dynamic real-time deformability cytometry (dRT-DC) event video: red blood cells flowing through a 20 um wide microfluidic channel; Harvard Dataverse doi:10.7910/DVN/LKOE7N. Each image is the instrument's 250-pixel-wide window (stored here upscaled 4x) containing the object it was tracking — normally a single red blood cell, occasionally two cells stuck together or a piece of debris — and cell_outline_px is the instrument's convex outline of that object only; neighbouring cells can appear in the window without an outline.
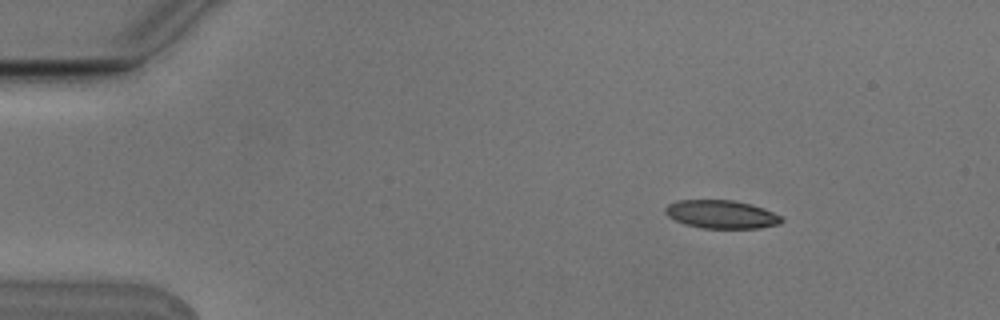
{"species": "Egyptian fruit bat (a non-hibernating species)", "species_latin": "Rousettus aegyptiacus", "temperature_condition": "cold", "stored_images_in_passage": 4, "camera_frame_rate_fps": 3000, "um_per_image_px": 0.085, "animal": {"sex": "male"}, "frame": {"image": 1, "passage_image": 2, "time_ms": 0.333, "image_size_px": [1000, 320], "cell_outline_px": [[784, 220], [780, 224], [760, 228], [704, 228], [684, 224], [668, 216], [664, 212], [664, 208], [668, 204], [676, 200], [732, 200], [752, 204], [764, 208], [784, 216]], "centroid_in_image_um": [61.35, 18.21], "position_along_channel_um": 23.6, "area_um2": 19.36}}